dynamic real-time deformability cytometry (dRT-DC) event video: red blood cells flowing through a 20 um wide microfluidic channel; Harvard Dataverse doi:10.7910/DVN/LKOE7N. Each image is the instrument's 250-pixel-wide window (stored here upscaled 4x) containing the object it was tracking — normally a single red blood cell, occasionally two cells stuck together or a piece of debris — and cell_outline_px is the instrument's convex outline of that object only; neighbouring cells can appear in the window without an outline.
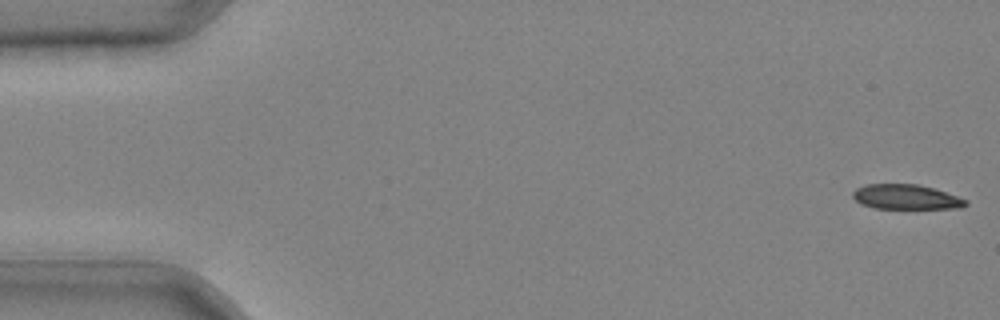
{"species": "common noctule bat (a hibernating species)", "species_latin": "Nyctalus noctula", "temperature_condition": "cold", "stored_images_in_passage": 42, "camera_frame_rate_fps": 3000, "um_per_image_px": 0.085, "animal": {"sex": "male", "body_mass_g": 20.4}, "frame": {"image": 1, "passage_image": 1, "time_ms": 0.0, "image_size_px": [1000, 320], "cell_outline_px": [[968, 204], [964, 208], [876, 208], [860, 204], [852, 196], [852, 192], [856, 188], [868, 184], [916, 184], [932, 188], [968, 200]], "centroid_in_image_um": [77.0, 16.74], "position_along_channel_um": 8.0, "area_um2": 16.18}}
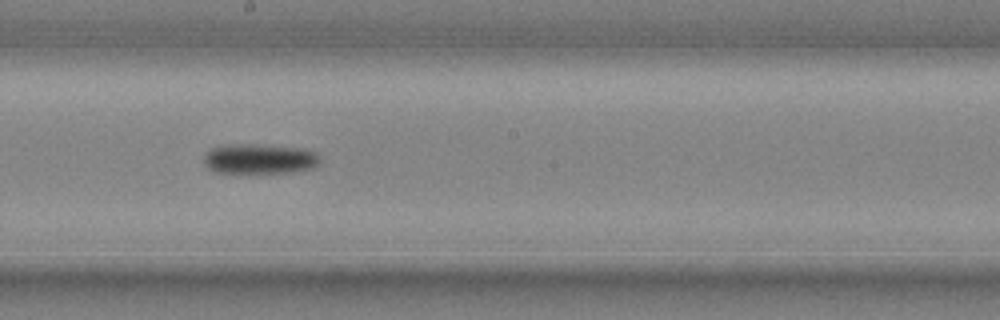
{"frame": {"image": 2, "passage_image": 24, "time_ms": 7.667, "image_size_px": [1000, 320], "cell_outline_px": [[320, 164], [312, 168], [292, 172], [256, 176], [240, 176], [216, 172], [208, 168], [204, 164], [204, 156], [212, 148], [228, 144], [256, 144], [308, 148], [316, 152], [320, 156]], "centroid_in_image_um": [22.08, 13.56], "position_along_channel_um": 226.1, "area_um2": 21.79}}
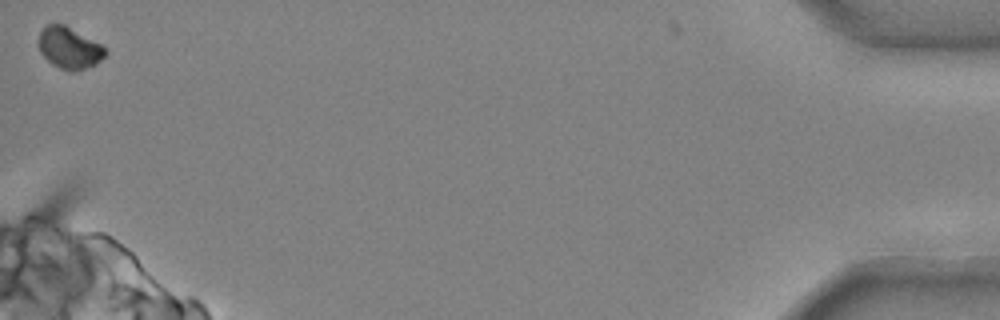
{"frame": {"image": 3, "passage_image": 42, "time_ms": 13.667, "image_size_px": [1000, 320], "cell_outline_px": [[108, 52], [96, 64], [72, 72], [68, 72], [52, 64], [40, 52], [36, 44], [36, 40], [40, 32], [48, 24], [64, 24], [100, 44]], "centroid_in_image_um": [5.84, 4.08], "position_along_channel_um": 429.4, "area_um2": 16.13}}